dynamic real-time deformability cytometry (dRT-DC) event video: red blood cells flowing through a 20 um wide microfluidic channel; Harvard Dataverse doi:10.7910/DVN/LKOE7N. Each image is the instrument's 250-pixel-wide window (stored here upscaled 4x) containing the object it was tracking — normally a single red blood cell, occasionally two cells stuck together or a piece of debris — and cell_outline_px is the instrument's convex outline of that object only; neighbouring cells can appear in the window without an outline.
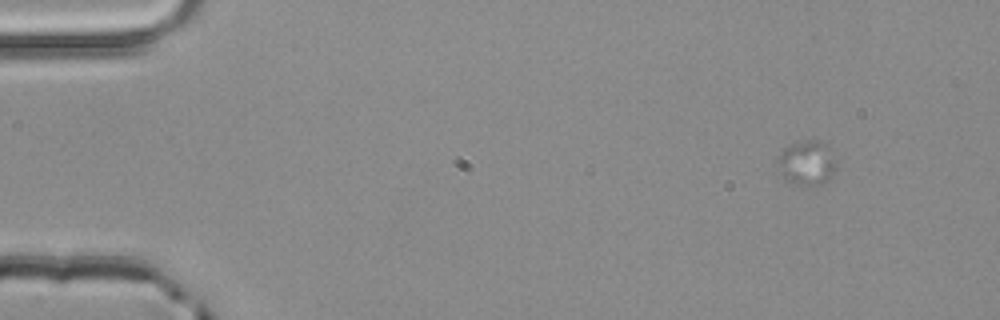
{"species": "common noctule bat (a hibernating species)", "species_latin": "Nyctalus noctula", "temperature_condition": "room temperature", "stored_images_in_passage": 3, "camera_frame_rate_fps": 3000, "um_per_image_px": 0.085, "animal": {"sex": "male", "body_mass_g": 20.4}, "frame": {"image": 1, "passage_image": 3, "time_ms": 0.667, "image_size_px": [1000, 320], "cell_outline_px": [[836, 168], [832, 176], [820, 184], [792, 184], [780, 176], [776, 160], [780, 152], [788, 144], [800, 140], [820, 140], [828, 144], [836, 160]], "centroid_in_image_um": [68.56, 13.8], "position_along_channel_um": 16.4, "area_um2": 15.66}}